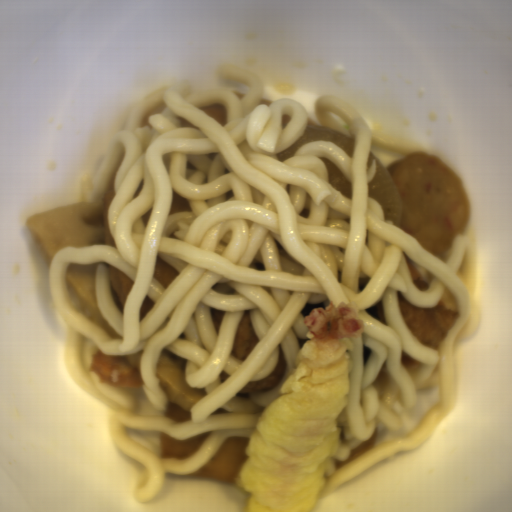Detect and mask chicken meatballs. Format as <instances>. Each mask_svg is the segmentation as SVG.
<instances>
[{
  "label": "chicken meatballs",
  "instance_id": "obj_1",
  "mask_svg": "<svg viewBox=\"0 0 512 512\" xmlns=\"http://www.w3.org/2000/svg\"><path fill=\"white\" fill-rule=\"evenodd\" d=\"M386 171L401 200L400 227L446 261L470 222V199L457 172L430 152L403 155Z\"/></svg>",
  "mask_w": 512,
  "mask_h": 512
}]
</instances>
